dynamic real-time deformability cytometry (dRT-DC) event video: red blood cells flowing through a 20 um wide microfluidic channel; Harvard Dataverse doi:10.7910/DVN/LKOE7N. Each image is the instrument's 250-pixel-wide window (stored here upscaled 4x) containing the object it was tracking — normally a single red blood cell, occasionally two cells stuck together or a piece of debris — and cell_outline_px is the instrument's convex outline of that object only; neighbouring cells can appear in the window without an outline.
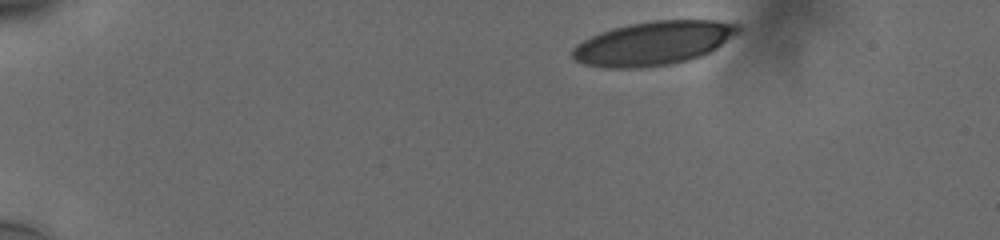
{"species": "human", "species_latin": "Homo sapiens", "temperature_condition": "cold", "stored_images_in_passage": 42, "camera_frame_rate_fps": 3000, "um_per_image_px": 0.085, "donor": {"sex": "male"}, "frame": {"image": 1, "passage_image": 1, "time_ms": 0.0, "image_size_px": [1000, 240], "cell_outline_px": [[744, 28], [740, 32], [716, 48], [692, 60], [672, 64], [648, 68], [604, 68], [584, 64], [576, 60], [572, 56], [572, 48], [576, 44], [600, 32], [628, 24], [656, 20], [716, 20], [740, 24]], "centroid_in_image_um": [55.58, 3.68], "position_along_channel_um": 29.4, "area_um2": 42.71}}
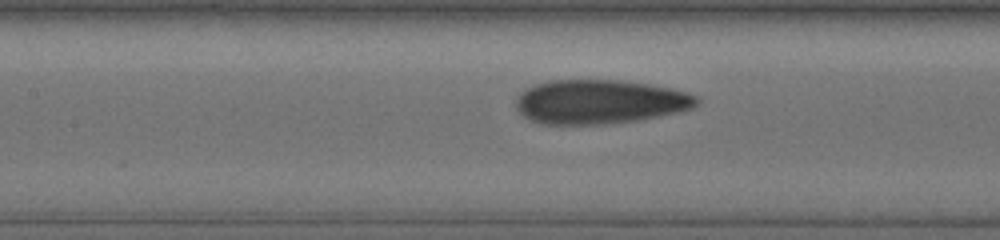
{"frame": {"image": 2, "passage_image": 19, "time_ms": 6.0, "image_size_px": [1000, 240], "cell_outline_px": [[700, 104], [692, 108], [680, 112], [636, 120], [604, 124], [544, 124], [532, 120], [524, 116], [516, 108], [516, 100], [520, 92], [536, 84], [552, 80], [624, 80], [672, 88], [700, 96]], "centroid_in_image_um": [51.03, 8.64], "position_along_channel_um": 156.4, "area_um2": 46.59}}
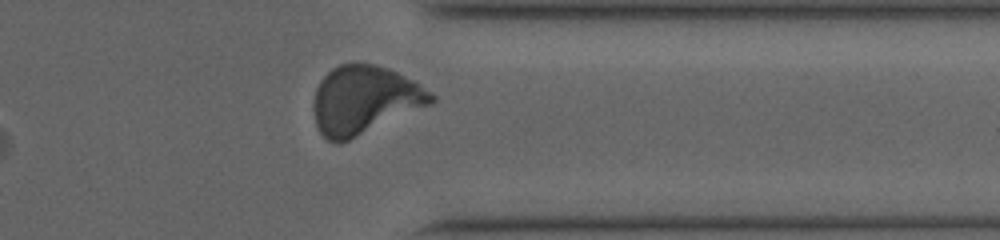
{"frame": {"image": 3, "passage_image": 37, "time_ms": 12.0, "image_size_px": [1000, 240], "cell_outline_px": [[436, 100], [432, 104], [340, 144], [336, 144], [328, 140], [320, 132], [316, 124], [312, 108], [312, 104], [316, 88], [320, 80], [332, 68], [340, 64], [376, 64], [388, 68], [420, 84], [436, 96]], "centroid_in_image_um": [30.96, 8.51], "position_along_channel_um": 380.4, "area_um2": 46.88}, "authors_computed_cell_mechanics": {"area_um2": 45.6042, "velocity_mm_per_s": 3.7604, "shape_relaxation_time_tau1_ms": 5.9333, "shape_relaxation_time_tau2_ms": 1.0553, "deformation_change_tau1": 0.201, "deformation_change_tau2": 0.0773}}